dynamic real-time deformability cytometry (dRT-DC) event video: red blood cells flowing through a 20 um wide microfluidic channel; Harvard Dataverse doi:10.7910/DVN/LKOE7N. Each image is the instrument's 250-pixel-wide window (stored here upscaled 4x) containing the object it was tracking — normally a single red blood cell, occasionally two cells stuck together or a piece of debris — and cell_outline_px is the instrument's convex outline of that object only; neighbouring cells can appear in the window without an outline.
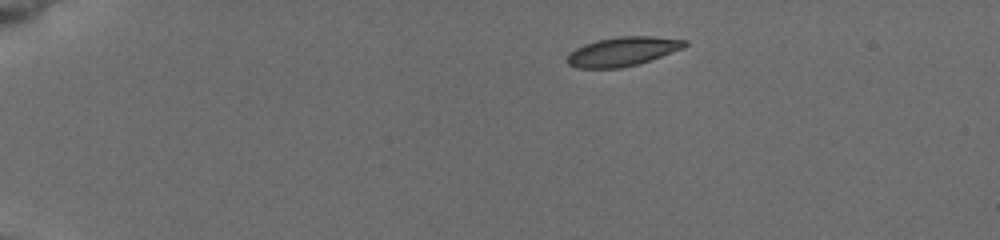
{"species": "common noctule bat (a hibernating species)", "species_latin": "Nyctalus noctula", "temperature_condition": "cold", "stored_images_in_passage": 8, "camera_frame_rate_fps": 3000, "um_per_image_px": 0.085, "animal": {"sex": "female", "body_mass_g": 19.5, "forearm_length_mm": 54.1}, "frame": {"image": 1, "passage_image": 1, "time_ms": 0.0, "image_size_px": [1000, 240], "cell_outline_px": [[688, 44], [684, 48], [640, 64], [620, 68], [576, 68], [568, 64], [568, 52], [584, 44], [596, 40], [620, 36], [652, 36], [688, 40]], "centroid_in_image_um": [52.94, 4.37], "position_along_channel_um": 32.1, "area_um2": 20.11}}
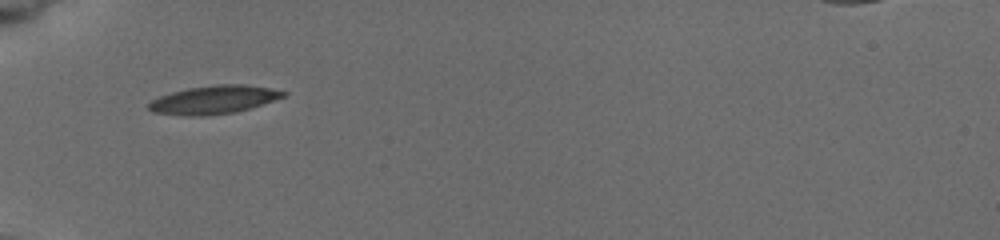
{"frame": {"image": 2, "passage_image": 6, "time_ms": 3.0, "image_size_px": [1000, 240], "cell_outline_px": [[288, 96], [236, 112], [200, 116], [192, 116], [152, 112], [148, 108], [148, 104], [152, 100], [160, 96], [172, 92], [188, 88], [216, 84], [244, 84], [268, 88], [288, 92]], "centroid_in_image_um": [18.2, 8.47], "position_along_channel_um": 66.8, "area_um2": 22.08}}
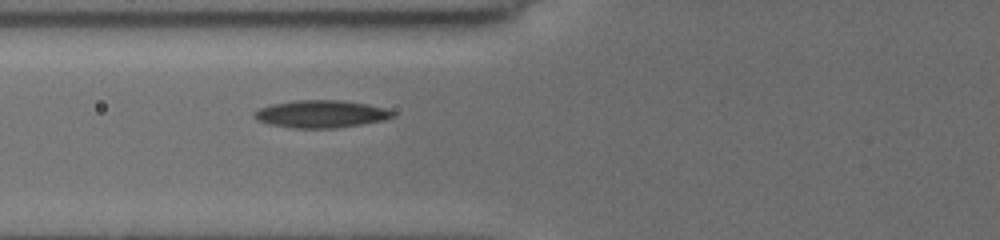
{"frame": {"image": 3, "passage_image": 8, "time_ms": 4.0, "image_size_px": [1000, 240], "cell_outline_px": [[396, 116], [384, 120], [364, 124], [336, 128], [296, 128], [268, 124], [256, 120], [252, 116], [252, 112], [260, 108], [272, 104], [296, 100], [344, 100], [368, 104], [384, 108], [396, 112]], "centroid_in_image_um": [27.3, 9.69], "position_along_channel_um": 98.5, "area_um2": 22.43}}